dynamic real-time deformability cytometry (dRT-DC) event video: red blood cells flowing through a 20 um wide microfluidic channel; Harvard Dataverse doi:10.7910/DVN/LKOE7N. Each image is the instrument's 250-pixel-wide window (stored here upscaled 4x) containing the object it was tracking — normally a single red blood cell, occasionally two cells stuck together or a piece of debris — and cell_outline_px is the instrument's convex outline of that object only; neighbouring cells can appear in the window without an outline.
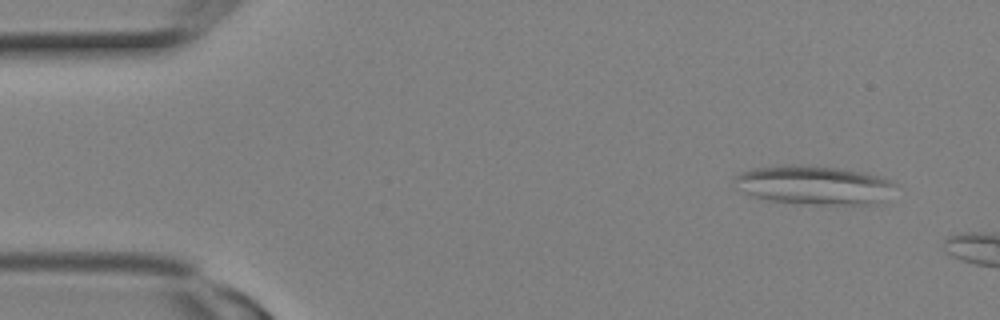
{"species": "Egyptian fruit bat (a non-hibernating species)", "species_latin": "Rousettus aegyptiacus", "temperature_condition": "room temperature", "stored_images_in_passage": 2, "camera_frame_rate_fps": 3000, "um_per_image_px": 0.085, "animal": {"sex": "female"}, "frame": {"image": 1, "passage_image": 1, "time_ms": 0.0, "image_size_px": [1000, 320], "cell_outline_px": [[900, 184], [884, 204], [796, 204], [768, 200], [752, 196], [732, 188], [732, 176], [740, 172], [756, 168], [780, 164], [796, 164], [840, 168], [880, 176], [892, 180]], "centroid_in_image_um": [69.19, 15.74], "position_along_channel_um": 15.8, "area_um2": 37.74}}